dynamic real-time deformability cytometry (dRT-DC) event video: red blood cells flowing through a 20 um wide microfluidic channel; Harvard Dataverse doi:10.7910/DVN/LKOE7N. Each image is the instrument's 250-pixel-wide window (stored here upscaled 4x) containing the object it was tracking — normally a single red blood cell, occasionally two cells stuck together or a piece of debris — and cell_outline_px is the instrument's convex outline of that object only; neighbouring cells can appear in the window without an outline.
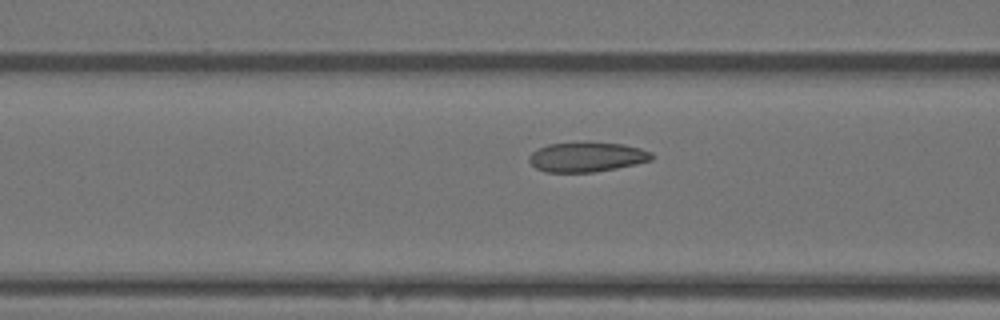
{"species": "Egyptian fruit bat (a non-hibernating species)", "species_latin": "Rousettus aegyptiacus", "temperature_condition": "warm", "stored_images_in_passage": 25, "camera_frame_rate_fps": 3000, "um_per_image_px": 0.085, "animal": {"sex": "female"}, "frame": {"image": 1, "passage_image": 22, "time_ms": 7.0, "image_size_px": [1000, 320], "cell_outline_px": [[652, 160], [636, 164], [596, 172], [544, 172], [536, 168], [528, 160], [528, 156], [532, 152], [548, 144], [584, 140], [588, 140], [624, 144], [640, 148], [652, 152]], "centroid_in_image_um": [49.88, 13.31], "position_along_channel_um": 116.7, "area_um2": 21.85}}
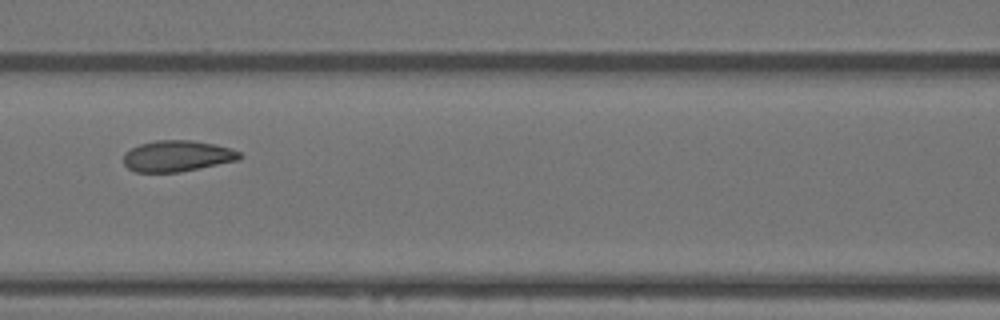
{"frame": {"image": 2, "passage_image": 25, "time_ms": 8.0, "image_size_px": [1000, 320], "cell_outline_px": [[244, 156], [240, 160], [180, 172], [136, 172], [128, 168], [124, 164], [124, 152], [140, 144], [156, 140], [192, 140], [232, 148], [240, 152]], "centroid_in_image_um": [15.09, 13.26], "position_along_channel_um": 151.5, "area_um2": 21.15}}